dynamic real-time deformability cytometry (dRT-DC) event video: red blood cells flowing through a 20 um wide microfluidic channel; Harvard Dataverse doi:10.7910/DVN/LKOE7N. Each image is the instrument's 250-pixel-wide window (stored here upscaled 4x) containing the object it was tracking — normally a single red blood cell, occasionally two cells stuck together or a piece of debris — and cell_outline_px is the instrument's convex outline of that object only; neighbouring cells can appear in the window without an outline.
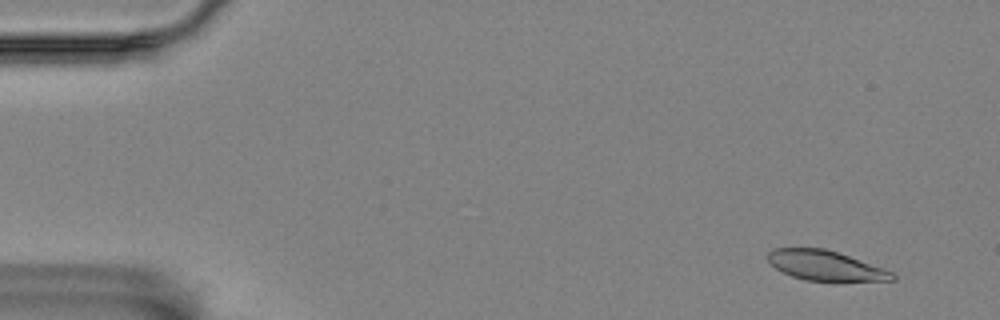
{"species": "Egyptian fruit bat (a non-hibernating species)", "species_latin": "Rousettus aegyptiacus", "temperature_condition": "room temperature", "stored_images_in_passage": 4, "camera_frame_rate_fps": 3000, "um_per_image_px": 0.085, "animal": {"sex": "female"}, "frame": {"image": 1, "passage_image": 1, "time_ms": 0.0, "image_size_px": [1000, 320], "cell_outline_px": [[896, 280], [804, 280], [792, 276], [776, 268], [768, 260], [768, 252], [772, 248], [824, 248], [848, 256], [892, 272], [896, 276]], "centroid_in_image_um": [70.1, 22.56], "position_along_channel_um": 14.9, "area_um2": 20.98}}
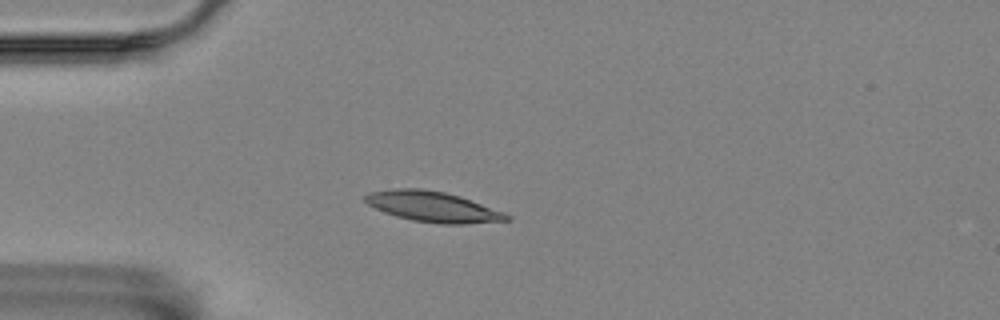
{"frame": {"image": 2, "passage_image": 4, "time_ms": 1.0, "image_size_px": [1000, 320], "cell_outline_px": [[512, 220], [464, 224], [440, 224], [412, 220], [396, 216], [384, 212], [368, 204], [364, 200], [364, 196], [368, 192], [392, 188], [420, 188], [444, 192], [460, 196], [504, 212], [512, 216]], "centroid_in_image_um": [36.79, 17.57], "position_along_channel_um": 48.2, "area_um2": 25.2}}